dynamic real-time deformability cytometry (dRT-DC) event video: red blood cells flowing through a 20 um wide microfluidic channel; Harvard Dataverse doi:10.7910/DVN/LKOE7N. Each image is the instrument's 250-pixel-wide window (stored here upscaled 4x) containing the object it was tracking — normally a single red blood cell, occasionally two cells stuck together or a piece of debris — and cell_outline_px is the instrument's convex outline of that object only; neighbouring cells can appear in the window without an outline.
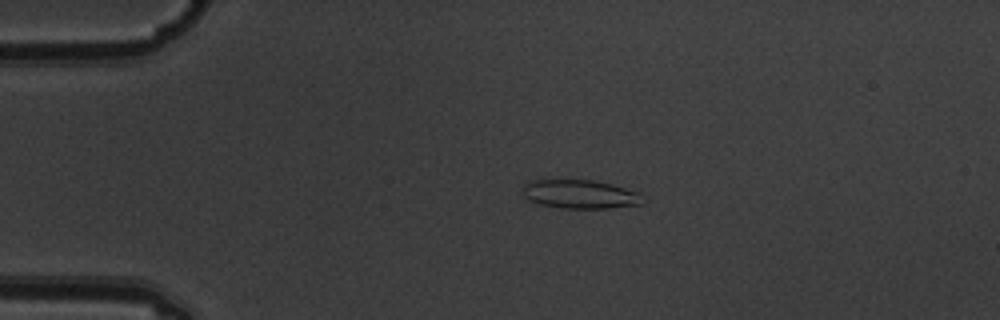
{"species": "common noctule bat (a hibernating species)", "species_latin": "Nyctalus noctula", "temperature_condition": "warm", "stored_images_in_passage": 2, "camera_frame_rate_fps": 3000, "um_per_image_px": 0.085, "animal": {"sex": "male", "body_mass_g": 19.5, "forearm_length_mm": 54.6}, "frame": {"image": 1, "passage_image": 1, "time_ms": 0.0, "image_size_px": [1000, 320], "cell_outline_px": [[648, 200], [644, 204], [608, 208], [560, 208], [540, 204], [528, 200], [520, 192], [524, 184], [528, 180], [540, 176], [592, 180], [612, 184], [640, 192]], "centroid_in_image_um": [49.24, 16.45], "position_along_channel_um": 35.8, "area_um2": 21.5}}